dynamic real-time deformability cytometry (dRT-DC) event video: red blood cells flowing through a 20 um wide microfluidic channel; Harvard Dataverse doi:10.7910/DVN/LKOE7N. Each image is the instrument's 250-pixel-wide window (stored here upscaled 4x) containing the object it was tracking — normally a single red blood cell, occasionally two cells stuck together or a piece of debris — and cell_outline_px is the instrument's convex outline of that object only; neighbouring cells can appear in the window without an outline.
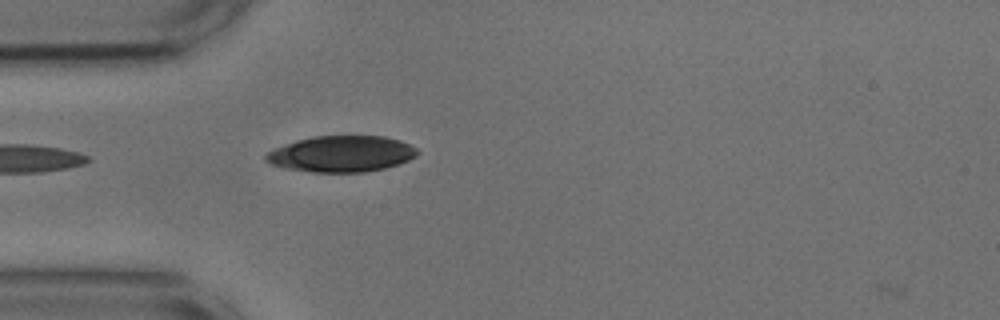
{"species": "common noctule bat (a hibernating species)", "species_latin": "Nyctalus noctula", "temperature_condition": "cold", "stored_images_in_passage": 26, "camera_frame_rate_fps": 3000, "um_per_image_px": 0.085, "animal": {"sex": "male", "body_mass_g": 17.9, "forearm_length_mm": 54.2}, "frame": {"image": 1, "passage_image": 2, "time_ms": 0.333, "image_size_px": [1000, 320], "cell_outline_px": [[420, 152], [416, 156], [408, 160], [384, 168], [364, 172], [312, 172], [284, 168], [272, 164], [264, 160], [264, 156], [268, 152], [276, 148], [296, 140], [316, 136], [384, 136], [400, 140], [416, 148]], "centroid_in_image_um": [29.02, 13.08], "position_along_channel_um": 56.0, "area_um2": 31.73}}